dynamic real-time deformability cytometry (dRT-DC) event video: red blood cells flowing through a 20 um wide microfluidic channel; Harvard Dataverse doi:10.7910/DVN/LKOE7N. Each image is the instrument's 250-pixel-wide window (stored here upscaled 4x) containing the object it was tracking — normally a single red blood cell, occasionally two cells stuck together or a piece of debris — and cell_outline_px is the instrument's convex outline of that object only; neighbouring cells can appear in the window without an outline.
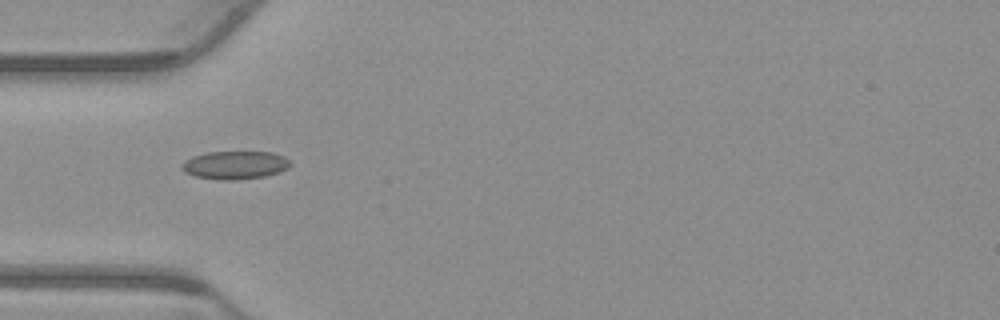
{"species": "common noctule bat (a hibernating species)", "species_latin": "Nyctalus noctula", "temperature_condition": "warm", "stored_images_in_passage": 3, "camera_frame_rate_fps": 3000, "um_per_image_px": 0.085, "animal": {"sex": "male", "body_mass_g": 23.1, "forearm_length_mm": 52.7}, "frame": {"image": 1, "passage_image": 1, "time_ms": 0.0, "image_size_px": [1000, 320], "cell_outline_px": [[292, 164], [288, 168], [280, 172], [264, 176], [232, 180], [220, 180], [196, 176], [184, 172], [180, 168], [180, 164], [184, 160], [192, 156], [208, 152], [272, 152], [284, 156], [292, 160]], "centroid_in_image_um": [19.98, 14.02], "position_along_channel_um": 65.0, "area_um2": 17.98}}